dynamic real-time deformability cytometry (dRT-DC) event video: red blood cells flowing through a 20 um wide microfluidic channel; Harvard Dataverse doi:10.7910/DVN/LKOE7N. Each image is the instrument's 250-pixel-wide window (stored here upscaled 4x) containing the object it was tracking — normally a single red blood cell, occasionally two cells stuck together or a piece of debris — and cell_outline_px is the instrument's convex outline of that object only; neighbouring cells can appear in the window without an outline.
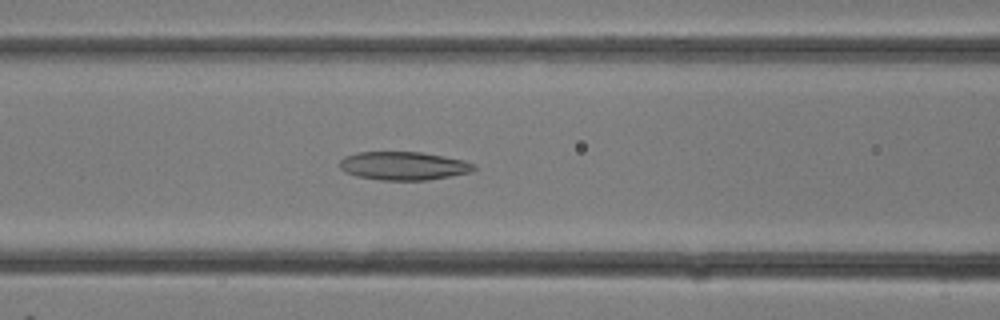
{"species": "common noctule bat (a hibernating species)", "species_latin": "Nyctalus noctula", "temperature_condition": "room temperature", "stored_images_in_passage": 7, "camera_frame_rate_fps": 3000, "um_per_image_px": 0.085, "animal": {"sex": "female"}, "frame": {"image": 1, "passage_image": 5, "time_ms": 1.333, "image_size_px": [1000, 320], "cell_outline_px": [[476, 168], [472, 172], [428, 180], [380, 180], [356, 176], [344, 172], [340, 168], [340, 160], [344, 156], [356, 152], [420, 152], [464, 160], [476, 164]], "centroid_in_image_um": [34.29, 14.1], "position_along_channel_um": 132.3, "area_um2": 22.31}}
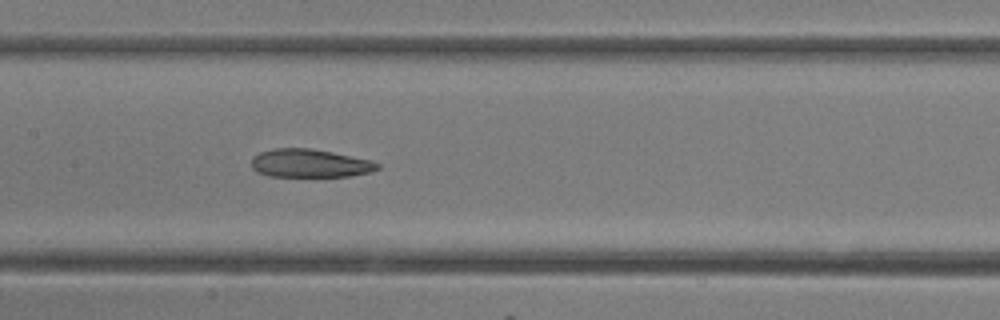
{"frame": {"image": 2, "passage_image": 7, "time_ms": 2.0, "image_size_px": [1000, 320], "cell_outline_px": [[380, 168], [372, 172], [352, 176], [268, 176], [256, 172], [252, 168], [252, 156], [260, 152], [276, 148], [308, 148], [332, 152], [372, 160], [380, 164]], "centroid_in_image_um": [26.35, 13.88], "position_along_channel_um": 181.0, "area_um2": 20.87}}